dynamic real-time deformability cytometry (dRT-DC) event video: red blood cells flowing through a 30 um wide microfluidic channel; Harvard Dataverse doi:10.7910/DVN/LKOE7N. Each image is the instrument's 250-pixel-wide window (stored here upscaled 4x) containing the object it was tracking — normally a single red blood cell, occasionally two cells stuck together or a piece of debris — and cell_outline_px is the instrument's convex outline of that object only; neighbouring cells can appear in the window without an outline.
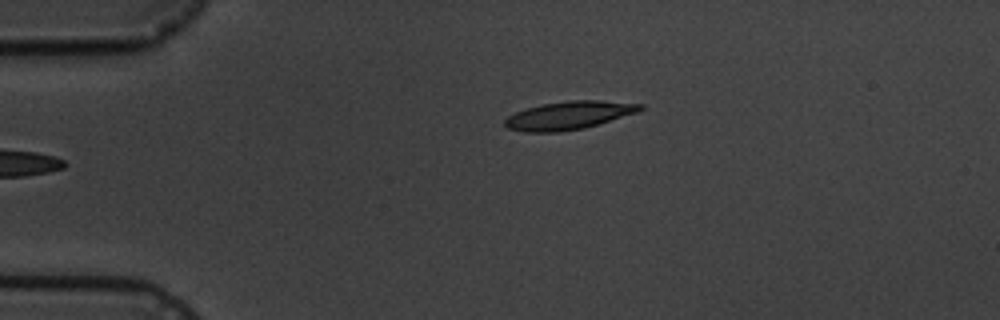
{"species": "common noctule bat (a hibernating species)", "species_latin": "Nyctalus noctula", "temperature_condition": "cold", "stored_images_in_passage": 7, "camera_frame_rate_fps": 3000, "um_per_image_px": 0.085, "animal": {"sex": "male", "body_mass_g": 19.5, "forearm_length_mm": 54.6}, "frame": {"image": 1, "passage_image": 7, "time_ms": 6.667, "image_size_px": [1000, 320], "cell_outline_px": [[644, 108], [636, 112], [584, 128], [560, 132], [524, 132], [508, 128], [504, 124], [504, 120], [508, 116], [516, 112], [528, 108], [544, 104], [568, 100], [596, 100], [644, 104]], "centroid_in_image_um": [48.33, 9.81], "position_along_channel_um": 36.7, "area_um2": 21.91}}